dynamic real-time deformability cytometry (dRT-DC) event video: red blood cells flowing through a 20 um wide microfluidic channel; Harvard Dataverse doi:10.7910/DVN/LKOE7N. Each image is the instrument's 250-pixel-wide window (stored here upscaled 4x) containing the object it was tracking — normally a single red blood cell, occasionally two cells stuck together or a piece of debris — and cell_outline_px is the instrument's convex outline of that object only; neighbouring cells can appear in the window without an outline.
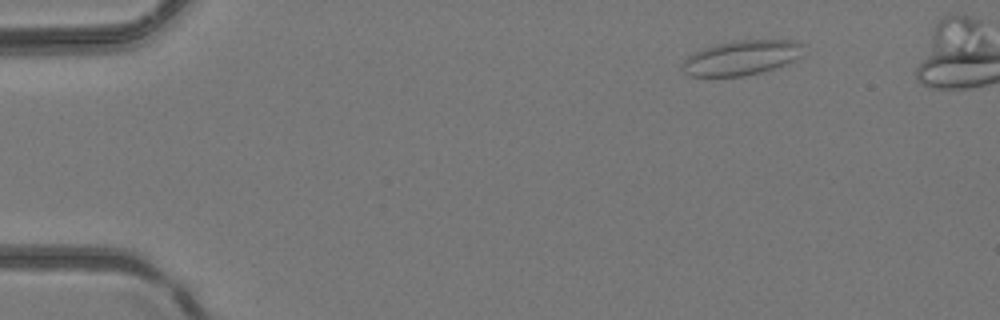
{"species": "common noctule bat (a hibernating species)", "species_latin": "Nyctalus noctula", "temperature_condition": "room temperature", "stored_images_in_passage": 40, "camera_frame_rate_fps": 3000, "um_per_image_px": 0.085, "animal": {"sex": "female", "body_mass_g": 24.6, "forearm_length_mm": 56.2}, "frame": {"image": 1, "passage_image": 1, "time_ms": 0.0, "image_size_px": [1000, 320], "cell_outline_px": [[804, 44], [800, 56], [784, 64], [760, 72], [744, 76], [692, 76], [684, 72], [680, 68], [684, 60], [688, 56], [704, 48], [716, 44], [740, 40], [796, 40]], "centroid_in_image_um": [63.01, 4.9], "position_along_channel_um": 22.0, "area_um2": 24.16}}
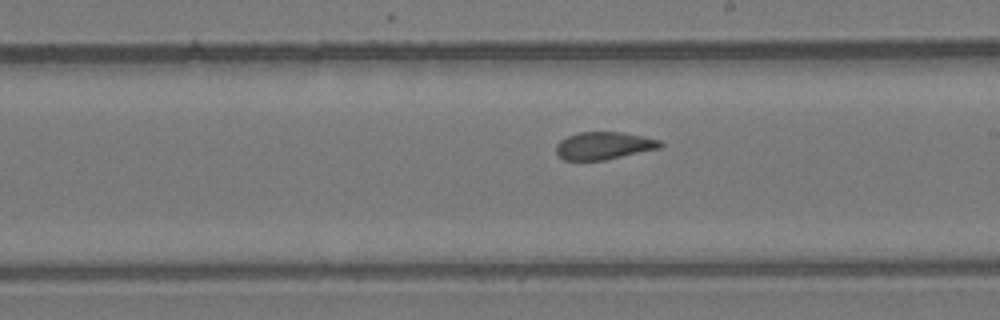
{"frame": {"image": 2, "passage_image": 22, "time_ms": 7.0, "image_size_px": [1000, 320], "cell_outline_px": [[664, 144], [660, 148], [604, 160], [564, 160], [556, 152], [556, 144], [560, 140], [576, 132], [624, 132], [660, 140]], "centroid_in_image_um": [51.32, 12.37], "position_along_channel_um": 237.7, "area_um2": 16.7}}
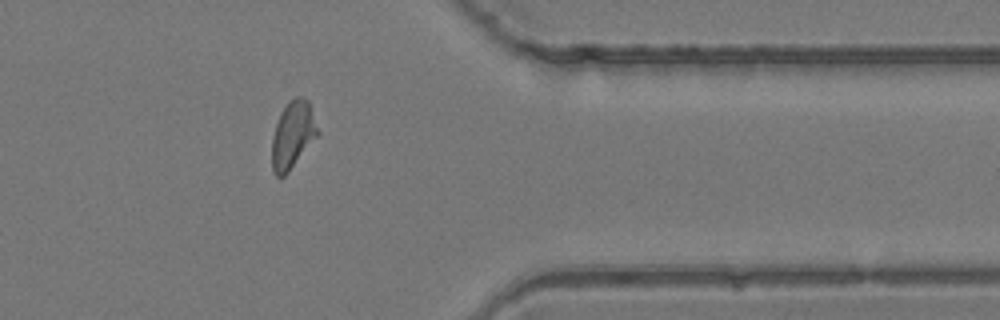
{"frame": {"image": 3, "passage_image": 33, "time_ms": 10.667, "image_size_px": [1000, 320], "cell_outline_px": [[320, 132], [288, 172], [284, 176], [276, 176], [272, 172], [272, 136], [280, 112], [288, 100], [296, 96], [304, 96], [308, 100]], "centroid_in_image_um": [24.87, 11.42], "position_along_channel_um": 386.5, "area_um2": 17.98}}